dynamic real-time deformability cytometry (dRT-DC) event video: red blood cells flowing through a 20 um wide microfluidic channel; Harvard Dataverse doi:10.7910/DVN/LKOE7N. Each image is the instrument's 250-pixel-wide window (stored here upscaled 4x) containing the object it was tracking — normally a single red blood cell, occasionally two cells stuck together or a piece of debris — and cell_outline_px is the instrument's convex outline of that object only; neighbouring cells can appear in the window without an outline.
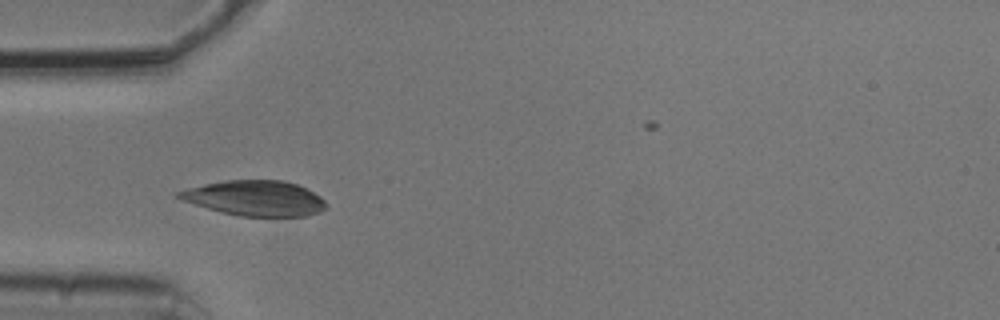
{"species": "common noctule bat (a hibernating species)", "species_latin": "Nyctalus noctula", "temperature_condition": "cold", "stored_images_in_passage": 14, "camera_frame_rate_fps": 3000, "um_per_image_px": 0.085, "animal": {"sex": "male", "body_mass_g": 20.5, "forearm_length_mm": 52.5}, "frame": {"image": 1, "passage_image": 4, "time_ms": 1.0, "image_size_px": [1000, 320], "cell_outline_px": [[328, 208], [320, 212], [304, 216], [240, 216], [220, 212], [184, 200], [176, 196], [176, 192], [188, 188], [204, 184], [224, 180], [284, 180], [296, 184], [320, 196], [324, 200]], "centroid_in_image_um": [21.7, 16.84], "position_along_channel_um": 63.3, "area_um2": 30.06}}
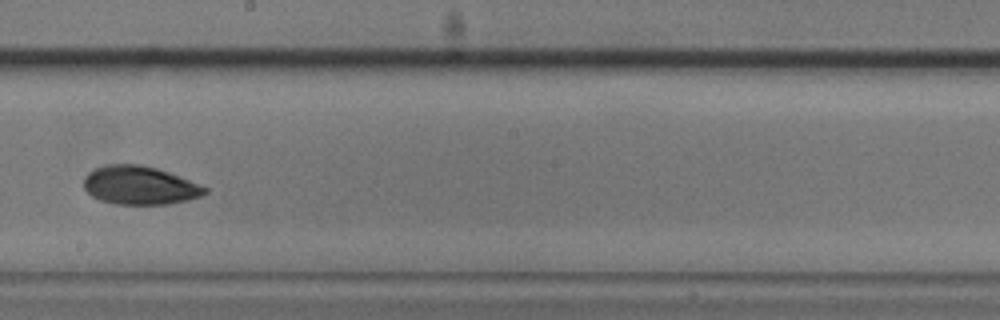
{"frame": {"image": 2, "passage_image": 8, "time_ms": 2.333, "image_size_px": [1000, 320], "cell_outline_px": [[208, 192], [200, 196], [188, 200], [168, 204], [116, 204], [100, 200], [92, 196], [84, 188], [84, 176], [88, 172], [104, 164], [140, 164], [156, 168], [168, 172], [208, 188]], "centroid_in_image_um": [11.85, 15.75], "position_along_channel_um": 236.4, "area_um2": 27.05}}
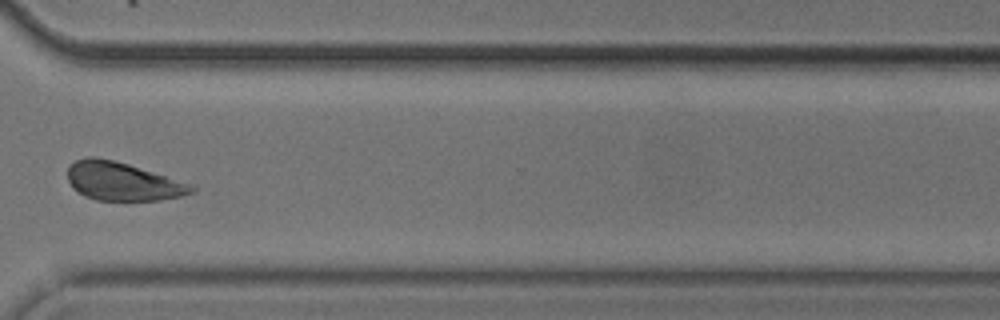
{"frame": {"image": 3, "passage_image": 11, "time_ms": 3.333, "image_size_px": [1000, 320], "cell_outline_px": [[196, 188], [192, 192], [180, 196], [160, 200], [96, 200], [84, 196], [72, 188], [68, 180], [68, 168], [76, 160], [88, 156], [96, 156], [128, 164], [188, 184]], "centroid_in_image_um": [10.33, 15.42], "position_along_channel_um": 360.3, "area_um2": 27.17}}